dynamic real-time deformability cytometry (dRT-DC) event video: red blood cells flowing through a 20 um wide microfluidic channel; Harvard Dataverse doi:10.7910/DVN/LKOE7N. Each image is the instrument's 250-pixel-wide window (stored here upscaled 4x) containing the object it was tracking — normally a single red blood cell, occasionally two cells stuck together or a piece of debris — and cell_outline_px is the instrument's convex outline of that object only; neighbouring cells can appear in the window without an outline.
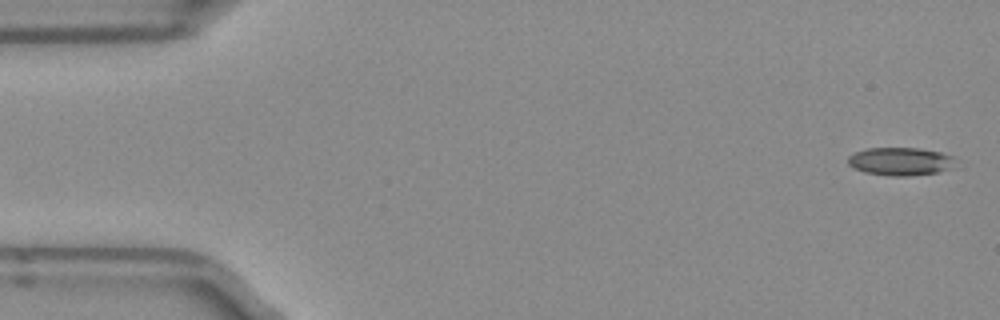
{"species": "Egyptian fruit bat (a non-hibernating species)", "species_latin": "Rousettus aegyptiacus", "temperature_condition": "room temperature", "stored_images_in_passage": 4, "camera_frame_rate_fps": 3000, "um_per_image_px": 0.085, "frame": {"image": 1, "passage_image": 1, "time_ms": 0.0, "image_size_px": [1000, 320], "cell_outline_px": [[952, 168], [936, 172], [908, 176], [888, 176], [864, 172], [848, 164], [848, 156], [856, 152], [868, 148], [920, 148], [940, 152], [952, 156]], "centroid_in_image_um": [76.5, 13.72], "position_along_channel_um": 8.5, "area_um2": 17.34}}
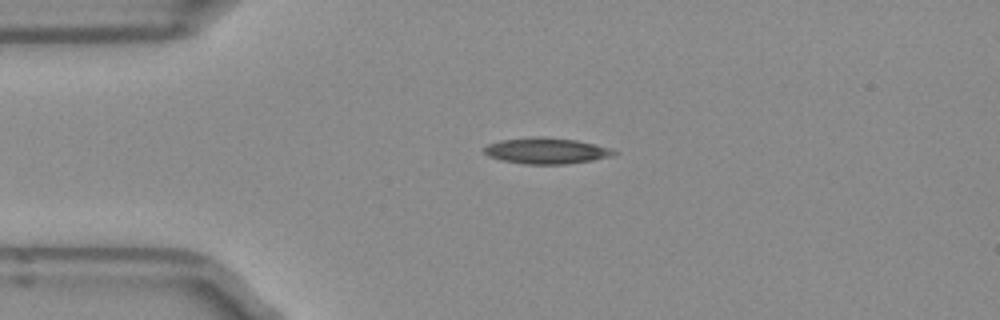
{"frame": {"image": 2, "passage_image": 3, "time_ms": 0.667, "image_size_px": [1000, 320], "cell_outline_px": [[620, 152], [612, 156], [592, 160], [564, 164], [524, 164], [500, 160], [488, 156], [484, 152], [484, 148], [488, 144], [500, 140], [536, 136], [576, 140], [608, 148]], "centroid_in_image_um": [46.4, 12.82], "position_along_channel_um": 38.6, "area_um2": 19.54}}